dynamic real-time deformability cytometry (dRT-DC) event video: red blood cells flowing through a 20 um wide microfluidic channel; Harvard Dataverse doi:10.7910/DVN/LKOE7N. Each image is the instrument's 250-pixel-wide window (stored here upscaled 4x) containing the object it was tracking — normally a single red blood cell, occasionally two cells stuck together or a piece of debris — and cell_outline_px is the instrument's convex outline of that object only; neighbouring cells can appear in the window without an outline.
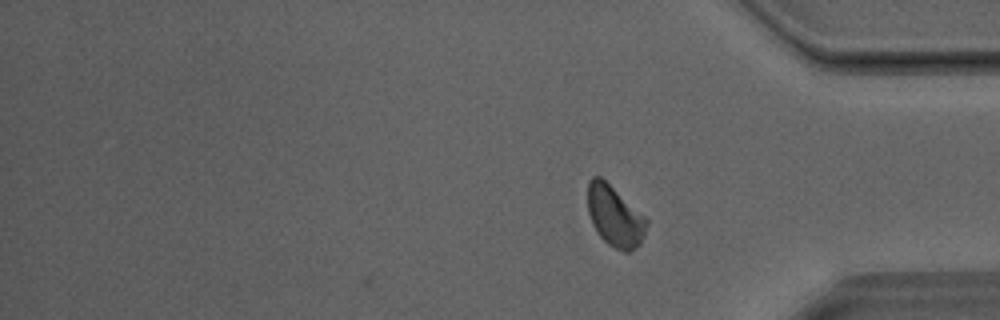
{"species": "Egyptian fruit bat (a non-hibernating species)", "species_latin": "Rousettus aegyptiacus", "temperature_condition": "room temperature", "stored_images_in_passage": 29, "camera_frame_rate_fps": 3000, "um_per_image_px": 0.085, "animal": {"sex": "male"}, "frame": {"image": 1, "passage_image": 29, "time_ms": 9.333, "image_size_px": [1000, 320], "cell_outline_px": [[648, 224], [644, 236], [640, 244], [628, 252], [624, 252], [608, 244], [596, 232], [592, 224], [588, 212], [588, 180], [592, 176], [600, 176], [644, 216], [648, 220]], "centroid_in_image_um": [52.24, 18.39], "position_along_channel_um": 383.0, "area_um2": 20.63}}